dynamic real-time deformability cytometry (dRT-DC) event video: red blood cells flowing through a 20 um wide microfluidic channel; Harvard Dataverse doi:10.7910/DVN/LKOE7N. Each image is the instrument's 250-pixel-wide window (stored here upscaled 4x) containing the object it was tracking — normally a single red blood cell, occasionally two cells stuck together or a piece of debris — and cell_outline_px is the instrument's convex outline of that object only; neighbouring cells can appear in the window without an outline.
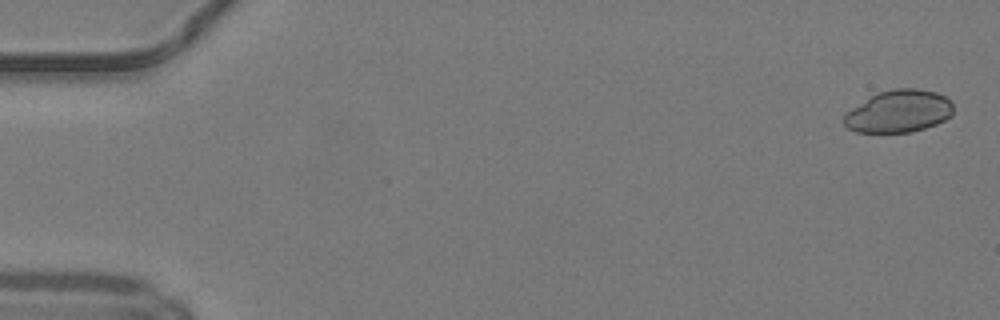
{"species": "common noctule bat (a hibernating species)", "species_latin": "Nyctalus noctula", "temperature_condition": "warm", "stored_images_in_passage": 17, "camera_frame_rate_fps": 3000, "um_per_image_px": 0.085, "animal": {"sex": "male", "body_mass_g": 19.2, "forearm_length_mm": 51.8}, "frame": {"image": 1, "passage_image": 1, "time_ms": 0.0, "image_size_px": [1000, 320], "cell_outline_px": [[952, 116], [936, 124], [912, 132], [856, 132], [848, 128], [844, 124], [844, 116], [852, 108], [876, 92], [896, 88], [916, 88], [936, 92], [952, 100]], "centroid_in_image_um": [76.41, 9.45], "position_along_channel_um": 8.6, "area_um2": 26.99}}